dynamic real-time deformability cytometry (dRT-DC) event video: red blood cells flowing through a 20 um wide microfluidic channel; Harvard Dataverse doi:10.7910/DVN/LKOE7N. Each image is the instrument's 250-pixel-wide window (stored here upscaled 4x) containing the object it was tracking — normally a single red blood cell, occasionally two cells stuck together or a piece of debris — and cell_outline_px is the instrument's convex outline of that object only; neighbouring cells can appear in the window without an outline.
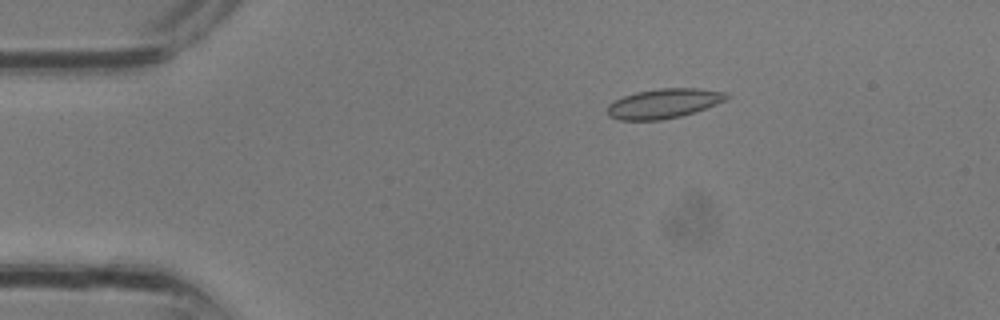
{"species": "common noctule bat (a hibernating species)", "species_latin": "Nyctalus noctula", "temperature_condition": "room temperature", "stored_images_in_passage": 12, "camera_frame_rate_fps": 3000, "um_per_image_px": 0.085, "animal": {"sex": "male", "body_mass_g": 13.3}, "frame": {"image": 1, "passage_image": 6, "time_ms": 1.667, "image_size_px": [1000, 320], "cell_outline_px": [[732, 96], [716, 104], [680, 116], [660, 120], [620, 120], [608, 116], [608, 104], [624, 96], [636, 92], [660, 88], [700, 88], [728, 92]], "centroid_in_image_um": [56.44, 8.78], "position_along_channel_um": 28.6, "area_um2": 20.46}}
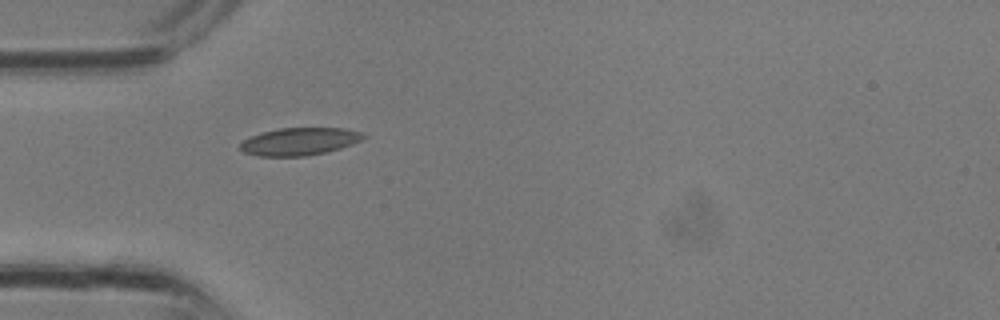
{"frame": {"image": 2, "passage_image": 10, "time_ms": 3.0, "image_size_px": [1000, 320], "cell_outline_px": [[368, 136], [352, 144], [340, 148], [324, 152], [304, 156], [256, 156], [244, 152], [240, 148], [240, 144], [244, 140], [252, 136], [264, 132], [280, 128], [344, 128], [360, 132]], "centroid_in_image_um": [25.46, 12.02], "position_along_channel_um": 59.5, "area_um2": 19.54}}
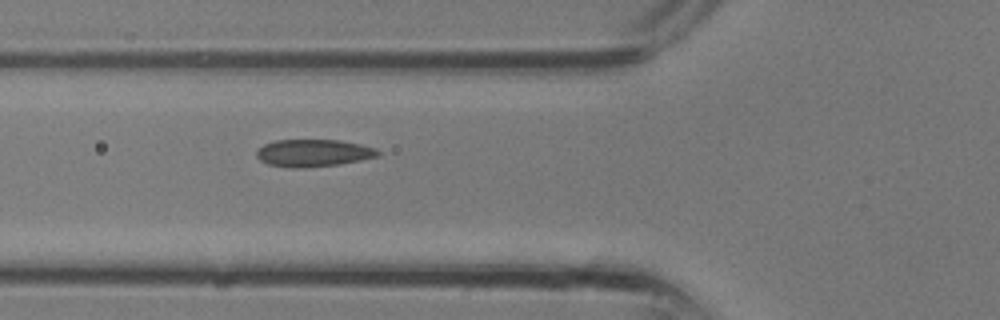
{"frame": {"image": 3, "passage_image": 12, "time_ms": 3.667, "image_size_px": [1000, 320], "cell_outline_px": [[380, 156], [340, 164], [300, 168], [292, 168], [268, 164], [260, 160], [256, 156], [256, 152], [264, 144], [276, 140], [340, 140], [360, 144], [376, 148], [380, 152]], "centroid_in_image_um": [26.65, 13.0], "position_along_channel_um": 99.1, "area_um2": 19.31}}